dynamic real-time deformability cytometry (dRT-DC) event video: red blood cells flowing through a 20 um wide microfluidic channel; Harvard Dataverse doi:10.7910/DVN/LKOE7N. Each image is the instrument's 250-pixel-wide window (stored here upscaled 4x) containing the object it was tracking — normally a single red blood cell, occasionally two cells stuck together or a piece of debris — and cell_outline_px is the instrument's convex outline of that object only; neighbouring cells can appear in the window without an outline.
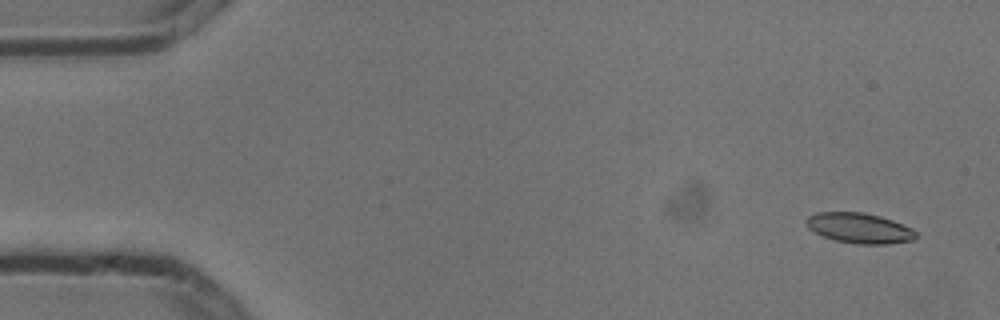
{"species": "common noctule bat (a hibernating species)", "species_latin": "Nyctalus noctula", "temperature_condition": "cold", "stored_images_in_passage": 4, "camera_frame_rate_fps": 3000, "um_per_image_px": 0.085, "animal": {"sex": "male", "body_mass_g": 13.3}, "frame": {"image": 1, "passage_image": 1, "time_ms": 0.0, "image_size_px": [1000, 320], "cell_outline_px": [[916, 236], [912, 240], [888, 244], [856, 244], [836, 240], [824, 236], [808, 228], [808, 216], [816, 212], [864, 212], [880, 216], [892, 220], [912, 228], [916, 232]], "centroid_in_image_um": [73.07, 19.38], "position_along_channel_um": 11.9, "area_um2": 19.13}}
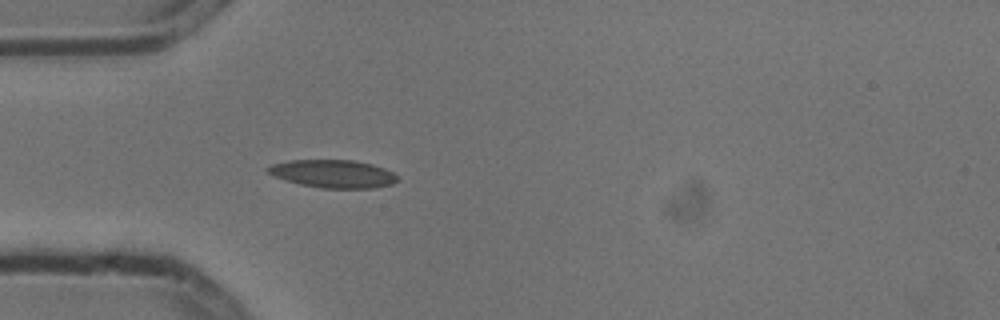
{"frame": {"image": 2, "passage_image": 4, "time_ms": 1.0, "image_size_px": [1000, 320], "cell_outline_px": [[396, 180], [392, 184], [372, 188], [320, 188], [300, 184], [276, 176], [268, 172], [264, 168], [272, 164], [288, 160], [352, 160], [372, 164], [384, 168], [392, 172], [396, 176]], "centroid_in_image_um": [28.29, 14.76], "position_along_channel_um": 56.7, "area_um2": 20.87}}